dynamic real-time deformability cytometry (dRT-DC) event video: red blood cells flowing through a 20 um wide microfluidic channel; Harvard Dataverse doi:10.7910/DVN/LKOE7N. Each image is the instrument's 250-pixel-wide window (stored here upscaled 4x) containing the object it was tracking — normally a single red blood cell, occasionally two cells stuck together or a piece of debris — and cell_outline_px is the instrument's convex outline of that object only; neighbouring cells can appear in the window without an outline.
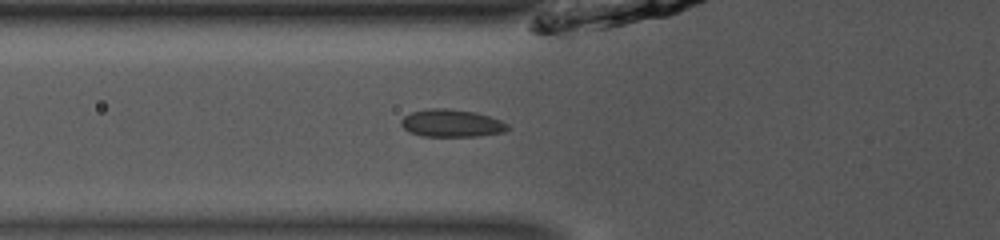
{"species": "common noctule bat (a hibernating species)", "species_latin": "Nyctalus noctula", "temperature_condition": "room temperature", "stored_images_in_passage": 37, "camera_frame_rate_fps": 3000, "um_per_image_px": 0.085, "animal": {"sex": "male", "body_mass_g": 13.0, "forearm_length_mm": 53.1}, "frame": {"image": 1, "passage_image": 5, "time_ms": 1.333, "image_size_px": [1000, 240], "cell_outline_px": [[512, 128], [504, 132], [476, 136], [420, 136], [408, 132], [400, 124], [400, 120], [404, 116], [412, 112], [428, 108], [448, 108], [476, 112], [500, 120], [508, 124]], "centroid_in_image_um": [38.37, 10.47], "position_along_channel_um": 87.4, "area_um2": 17.28}}
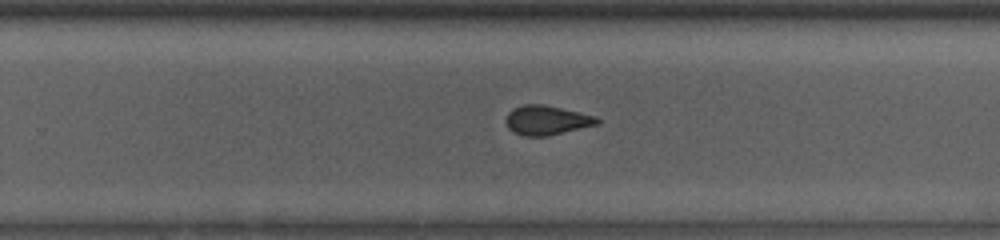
{"frame": {"image": 2, "passage_image": 20, "time_ms": 6.333, "image_size_px": [1000, 240], "cell_outline_px": [[600, 124], [548, 136], [524, 136], [512, 132], [508, 128], [508, 112], [512, 108], [524, 104], [544, 104], [596, 116], [600, 120]], "centroid_in_image_um": [46.5, 10.22], "position_along_channel_um": 283.3, "area_um2": 15.66}}
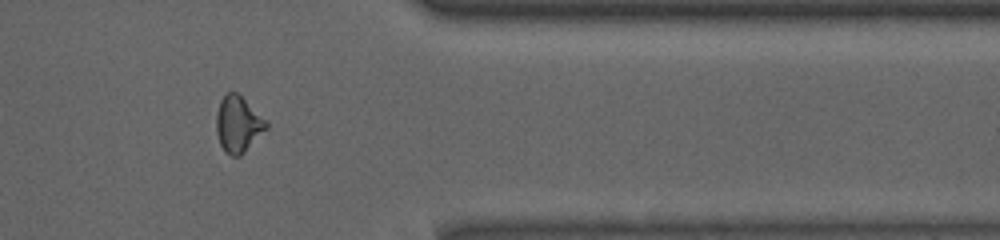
{"frame": {"image": 3, "passage_image": 29, "time_ms": 9.333, "image_size_px": [1000, 240], "cell_outline_px": [[268, 128], [240, 156], [232, 156], [224, 152], [220, 144], [216, 132], [216, 112], [220, 100], [228, 92], [236, 92], [268, 124]], "centroid_in_image_um": [20.2, 10.59], "position_along_channel_um": 391.2, "area_um2": 16.01}, "authors_computed_cell_mechanics": {"area_um2": 15.895, "velocity_mm_per_s": 3.9021, "shape_relaxation_time_tau1_ms": 4.9727, "shape_relaxation_time_tau2_ms": 1.1204, "deformation_change_tau1": 0.1354, "deformation_change_tau2": 0.052}}